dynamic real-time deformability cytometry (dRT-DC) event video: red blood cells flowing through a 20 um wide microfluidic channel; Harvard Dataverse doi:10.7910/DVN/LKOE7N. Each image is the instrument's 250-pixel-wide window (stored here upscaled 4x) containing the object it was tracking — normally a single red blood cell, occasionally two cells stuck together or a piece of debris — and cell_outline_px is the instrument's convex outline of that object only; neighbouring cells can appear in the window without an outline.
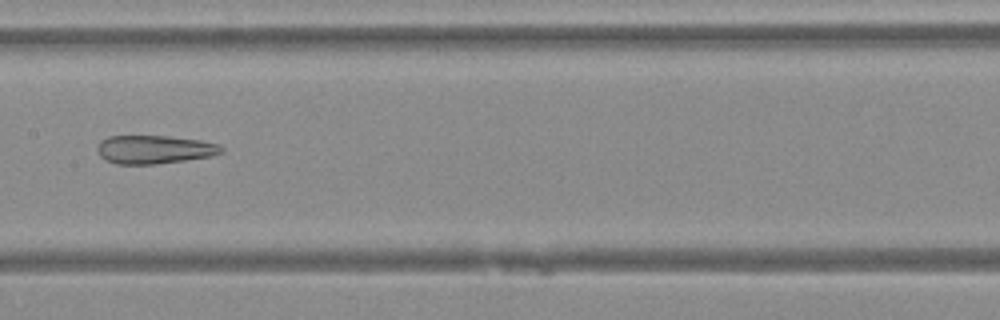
{"species": "Egyptian fruit bat (a non-hibernating species)", "species_latin": "Rousettus aegyptiacus", "temperature_condition": "warm", "stored_images_in_passage": 28, "camera_frame_rate_fps": 3000, "um_per_image_px": 0.085, "animal": {"sex": "female"}, "frame": {"image": 1, "passage_image": 10, "time_ms": 3.0, "image_size_px": [1000, 320], "cell_outline_px": [[224, 152], [212, 156], [156, 164], [116, 164], [104, 160], [96, 152], [96, 148], [100, 140], [108, 136], [168, 136], [200, 140], [216, 144], [224, 148]], "centroid_in_image_um": [13.07, 12.71], "position_along_channel_um": 194.3, "area_um2": 20.69}}
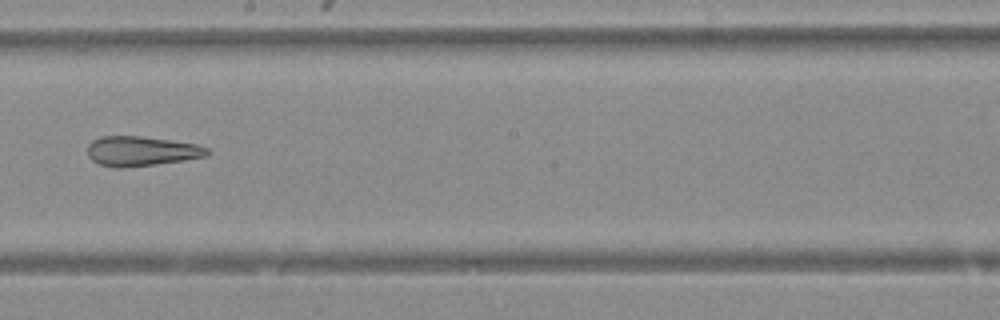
{"frame": {"image": 2, "passage_image": 13, "time_ms": 4.0, "image_size_px": [1000, 320], "cell_outline_px": [[212, 152], [208, 156], [184, 160], [156, 164], [124, 168], [116, 168], [100, 164], [92, 160], [88, 156], [88, 144], [92, 140], [100, 136], [140, 136], [196, 144], [208, 148]], "centroid_in_image_um": [12.01, 12.85], "position_along_channel_um": 236.2, "area_um2": 20.81}}
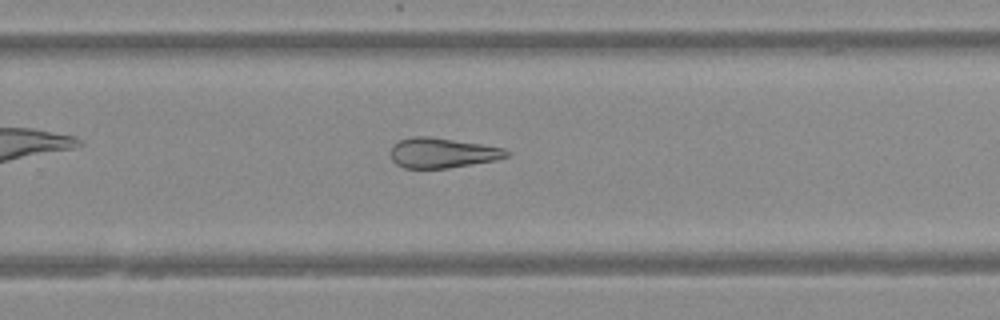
{"frame": {"image": 3, "passage_image": 17, "time_ms": 5.333, "image_size_px": [1000, 320], "cell_outline_px": [[512, 152], [508, 156], [496, 160], [448, 168], [404, 168], [396, 164], [392, 160], [392, 144], [400, 140], [412, 136], [428, 136], [480, 144], [504, 148]], "centroid_in_image_um": [37.6, 12.99], "position_along_channel_um": 292.2, "area_um2": 20.23}}